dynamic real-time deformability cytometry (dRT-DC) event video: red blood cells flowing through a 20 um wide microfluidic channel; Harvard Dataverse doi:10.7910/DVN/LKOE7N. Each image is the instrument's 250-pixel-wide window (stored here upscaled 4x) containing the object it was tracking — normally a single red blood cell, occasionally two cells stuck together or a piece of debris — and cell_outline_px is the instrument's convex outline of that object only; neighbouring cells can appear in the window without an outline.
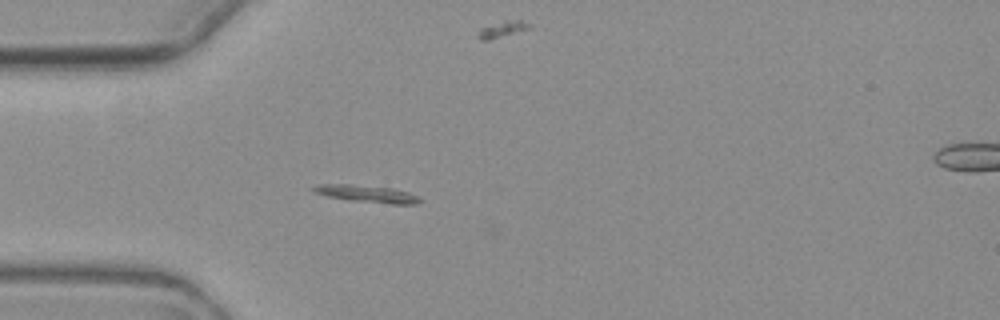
{"species": "common noctule bat (a hibernating species)", "species_latin": "Nyctalus noctula", "temperature_condition": "warm", "stored_images_in_passage": 5, "camera_frame_rate_fps": 3000, "um_per_image_px": 0.085, "animal": {"sex": "female", "body_mass_g": 19.3, "forearm_length_mm": 54.1}, "frame": {"image": 1, "passage_image": 4, "time_ms": 4.333, "image_size_px": [1000, 320], "cell_outline_px": [[420, 200], [416, 204], [392, 204], [352, 200], [328, 196], [316, 192], [308, 188], [320, 184], [348, 184], [392, 188], [408, 192], [420, 196]], "centroid_in_image_um": [31.21, 16.46], "position_along_channel_um": 53.8, "area_um2": 10.46}}